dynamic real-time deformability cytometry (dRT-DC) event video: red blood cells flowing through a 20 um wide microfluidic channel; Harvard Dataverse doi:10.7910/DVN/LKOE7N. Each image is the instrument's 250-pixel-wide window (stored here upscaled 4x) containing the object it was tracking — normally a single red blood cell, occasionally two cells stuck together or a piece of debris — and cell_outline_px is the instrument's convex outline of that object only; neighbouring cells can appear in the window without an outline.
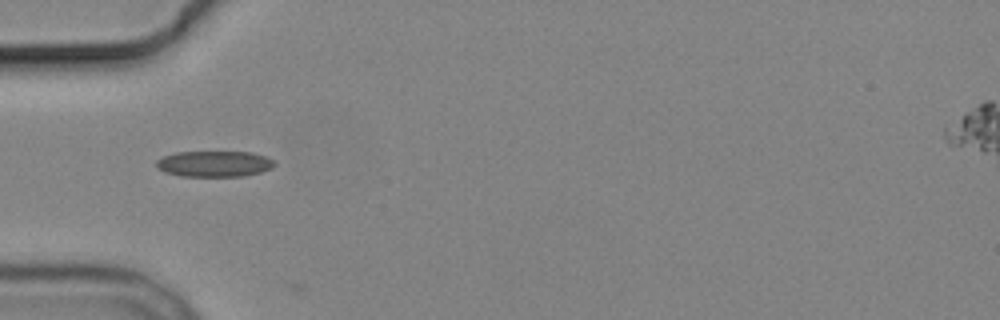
{"species": "common noctule bat (a hibernating species)", "species_latin": "Nyctalus noctula", "temperature_condition": "cold", "stored_images_in_passage": 3, "camera_frame_rate_fps": 3000, "um_per_image_px": 0.085, "animal": {"sex": "male", "body_mass_g": 19.2, "forearm_length_mm": 51.8}, "frame": {"image": 1, "passage_image": 1, "time_ms": 0.0, "image_size_px": [1000, 320], "cell_outline_px": [[276, 164], [272, 168], [260, 172], [244, 176], [180, 176], [164, 172], [156, 164], [156, 160], [164, 156], [176, 152], [252, 152], [264, 156], [272, 160]], "centroid_in_image_um": [18.22, 13.92], "position_along_channel_um": 66.8, "area_um2": 17.74}}
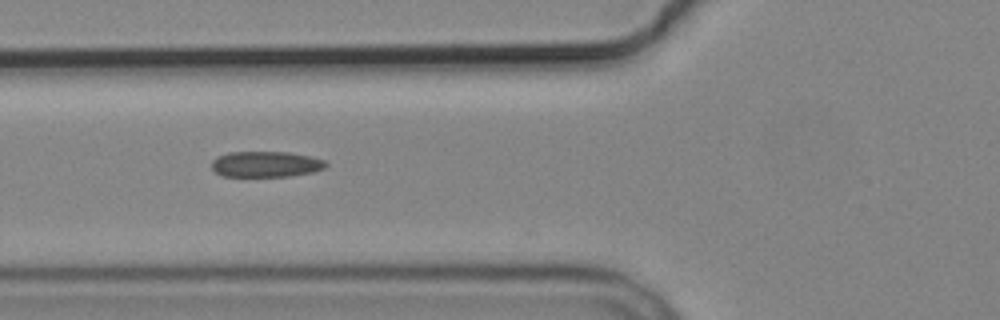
{"frame": {"image": 2, "passage_image": 2, "time_ms": 1.0, "image_size_px": [1000, 320], "cell_outline_px": [[328, 164], [324, 168], [312, 172], [288, 176], [220, 176], [212, 168], [212, 160], [216, 156], [228, 152], [288, 152], [308, 156], [324, 160]], "centroid_in_image_um": [22.55, 13.95], "position_along_channel_um": 103.2, "area_um2": 17.11}}
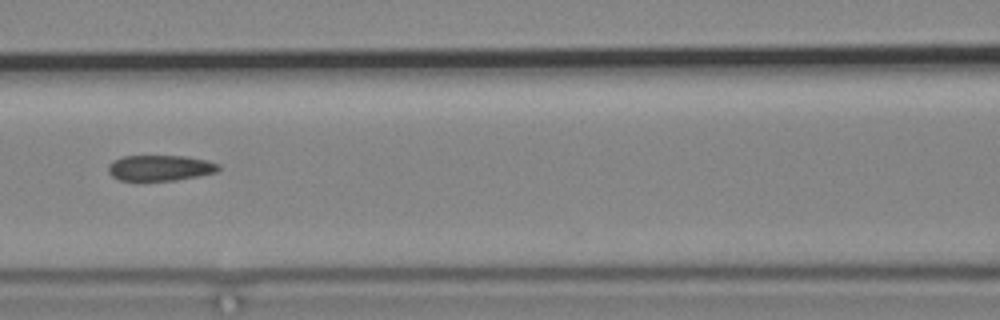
{"frame": {"image": 3, "passage_image": 3, "time_ms": 2.333, "image_size_px": [1000, 320], "cell_outline_px": [[220, 168], [216, 172], [200, 176], [176, 180], [120, 180], [112, 176], [108, 172], [108, 164], [112, 160], [124, 156], [184, 156], [208, 160], [220, 164]], "centroid_in_image_um": [13.62, 14.26], "position_along_channel_um": 153.0, "area_um2": 16.59}}